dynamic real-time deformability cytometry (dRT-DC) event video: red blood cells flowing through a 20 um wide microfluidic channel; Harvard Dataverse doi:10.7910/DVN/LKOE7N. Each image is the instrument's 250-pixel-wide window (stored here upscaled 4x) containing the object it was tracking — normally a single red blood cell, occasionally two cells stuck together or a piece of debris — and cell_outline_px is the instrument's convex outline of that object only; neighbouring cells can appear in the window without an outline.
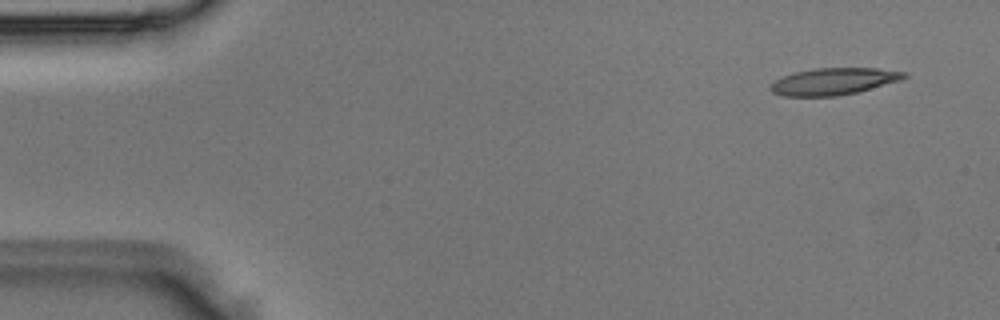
{"species": "Egyptian fruit bat (a non-hibernating species)", "species_latin": "Rousettus aegyptiacus", "temperature_condition": "room temperature", "stored_images_in_passage": 2, "camera_frame_rate_fps": 3000, "um_per_image_px": 0.085, "animal": {"sex": "male"}, "frame": {"image": 1, "passage_image": 2, "time_ms": 0.333, "image_size_px": [1000, 320], "cell_outline_px": [[908, 76], [900, 80], [856, 92], [836, 96], [784, 96], [772, 92], [768, 88], [776, 80], [784, 76], [796, 72], [816, 68], [876, 68], [908, 72]], "centroid_in_image_um": [70.87, 6.91], "position_along_channel_um": 14.1, "area_um2": 20.69}}